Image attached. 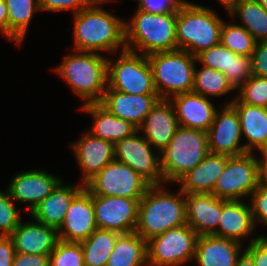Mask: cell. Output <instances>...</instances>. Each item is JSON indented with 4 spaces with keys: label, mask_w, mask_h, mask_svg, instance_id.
Returning <instances> with one entry per match:
<instances>
[{
    "label": "cell",
    "mask_w": 267,
    "mask_h": 266,
    "mask_svg": "<svg viewBox=\"0 0 267 266\" xmlns=\"http://www.w3.org/2000/svg\"><path fill=\"white\" fill-rule=\"evenodd\" d=\"M8 190L0 191V236H9L22 221Z\"/></svg>",
    "instance_id": "74e56055"
},
{
    "label": "cell",
    "mask_w": 267,
    "mask_h": 266,
    "mask_svg": "<svg viewBox=\"0 0 267 266\" xmlns=\"http://www.w3.org/2000/svg\"><path fill=\"white\" fill-rule=\"evenodd\" d=\"M208 145L211 153L238 156L247 153L240 140L242 137L238 112L230 104L218 112L208 132Z\"/></svg>",
    "instance_id": "5bb4252c"
},
{
    "label": "cell",
    "mask_w": 267,
    "mask_h": 266,
    "mask_svg": "<svg viewBox=\"0 0 267 266\" xmlns=\"http://www.w3.org/2000/svg\"><path fill=\"white\" fill-rule=\"evenodd\" d=\"M159 99L158 94H126L107 87L100 104L138 129Z\"/></svg>",
    "instance_id": "ffe728a7"
},
{
    "label": "cell",
    "mask_w": 267,
    "mask_h": 266,
    "mask_svg": "<svg viewBox=\"0 0 267 266\" xmlns=\"http://www.w3.org/2000/svg\"><path fill=\"white\" fill-rule=\"evenodd\" d=\"M230 104L238 112L242 136L248 140L243 144L245 151L253 153L254 149L260 151L267 146V108L242 103L236 97Z\"/></svg>",
    "instance_id": "83f0119b"
},
{
    "label": "cell",
    "mask_w": 267,
    "mask_h": 266,
    "mask_svg": "<svg viewBox=\"0 0 267 266\" xmlns=\"http://www.w3.org/2000/svg\"><path fill=\"white\" fill-rule=\"evenodd\" d=\"M170 101L179 126L208 132L216 112L208 97L191 91L173 96Z\"/></svg>",
    "instance_id": "44dd1931"
},
{
    "label": "cell",
    "mask_w": 267,
    "mask_h": 266,
    "mask_svg": "<svg viewBox=\"0 0 267 266\" xmlns=\"http://www.w3.org/2000/svg\"><path fill=\"white\" fill-rule=\"evenodd\" d=\"M147 57L160 99L170 100L173 96L192 91L196 56L178 49L155 52Z\"/></svg>",
    "instance_id": "52a82bcc"
},
{
    "label": "cell",
    "mask_w": 267,
    "mask_h": 266,
    "mask_svg": "<svg viewBox=\"0 0 267 266\" xmlns=\"http://www.w3.org/2000/svg\"><path fill=\"white\" fill-rule=\"evenodd\" d=\"M235 266H255L251 256L244 250L238 256Z\"/></svg>",
    "instance_id": "7dc6e473"
},
{
    "label": "cell",
    "mask_w": 267,
    "mask_h": 266,
    "mask_svg": "<svg viewBox=\"0 0 267 266\" xmlns=\"http://www.w3.org/2000/svg\"><path fill=\"white\" fill-rule=\"evenodd\" d=\"M230 16L237 15L244 27L258 41L267 40V11L256 1L234 4L229 10Z\"/></svg>",
    "instance_id": "d6a6232c"
},
{
    "label": "cell",
    "mask_w": 267,
    "mask_h": 266,
    "mask_svg": "<svg viewBox=\"0 0 267 266\" xmlns=\"http://www.w3.org/2000/svg\"><path fill=\"white\" fill-rule=\"evenodd\" d=\"M223 21L212 9L187 2L177 11V48L196 56L219 44Z\"/></svg>",
    "instance_id": "5b68a950"
},
{
    "label": "cell",
    "mask_w": 267,
    "mask_h": 266,
    "mask_svg": "<svg viewBox=\"0 0 267 266\" xmlns=\"http://www.w3.org/2000/svg\"><path fill=\"white\" fill-rule=\"evenodd\" d=\"M93 195L84 187L72 200L58 231L60 240L82 242L97 229Z\"/></svg>",
    "instance_id": "9a60e30c"
},
{
    "label": "cell",
    "mask_w": 267,
    "mask_h": 266,
    "mask_svg": "<svg viewBox=\"0 0 267 266\" xmlns=\"http://www.w3.org/2000/svg\"><path fill=\"white\" fill-rule=\"evenodd\" d=\"M148 266L147 241L138 233L120 234L106 266Z\"/></svg>",
    "instance_id": "f546056e"
},
{
    "label": "cell",
    "mask_w": 267,
    "mask_h": 266,
    "mask_svg": "<svg viewBox=\"0 0 267 266\" xmlns=\"http://www.w3.org/2000/svg\"><path fill=\"white\" fill-rule=\"evenodd\" d=\"M71 147L83 171L81 184L84 186L115 159L114 143L95 137L90 132L71 143Z\"/></svg>",
    "instance_id": "ac0fdd59"
},
{
    "label": "cell",
    "mask_w": 267,
    "mask_h": 266,
    "mask_svg": "<svg viewBox=\"0 0 267 266\" xmlns=\"http://www.w3.org/2000/svg\"><path fill=\"white\" fill-rule=\"evenodd\" d=\"M258 185L267 189V168H259Z\"/></svg>",
    "instance_id": "c3c4849f"
},
{
    "label": "cell",
    "mask_w": 267,
    "mask_h": 266,
    "mask_svg": "<svg viewBox=\"0 0 267 266\" xmlns=\"http://www.w3.org/2000/svg\"><path fill=\"white\" fill-rule=\"evenodd\" d=\"M218 1H220V3L223 4V6L227 9L226 11H228L235 4V0H218Z\"/></svg>",
    "instance_id": "f907efd6"
},
{
    "label": "cell",
    "mask_w": 267,
    "mask_h": 266,
    "mask_svg": "<svg viewBox=\"0 0 267 266\" xmlns=\"http://www.w3.org/2000/svg\"><path fill=\"white\" fill-rule=\"evenodd\" d=\"M267 11V0H256Z\"/></svg>",
    "instance_id": "816d5d0a"
},
{
    "label": "cell",
    "mask_w": 267,
    "mask_h": 266,
    "mask_svg": "<svg viewBox=\"0 0 267 266\" xmlns=\"http://www.w3.org/2000/svg\"><path fill=\"white\" fill-rule=\"evenodd\" d=\"M120 233L96 229L86 240L80 242L85 266H106Z\"/></svg>",
    "instance_id": "4dcf8cb0"
},
{
    "label": "cell",
    "mask_w": 267,
    "mask_h": 266,
    "mask_svg": "<svg viewBox=\"0 0 267 266\" xmlns=\"http://www.w3.org/2000/svg\"><path fill=\"white\" fill-rule=\"evenodd\" d=\"M49 266H85L81 243L59 239L49 255Z\"/></svg>",
    "instance_id": "d590c367"
},
{
    "label": "cell",
    "mask_w": 267,
    "mask_h": 266,
    "mask_svg": "<svg viewBox=\"0 0 267 266\" xmlns=\"http://www.w3.org/2000/svg\"><path fill=\"white\" fill-rule=\"evenodd\" d=\"M209 152L207 132L179 126L167 147L160 153L164 183H177Z\"/></svg>",
    "instance_id": "8992f818"
},
{
    "label": "cell",
    "mask_w": 267,
    "mask_h": 266,
    "mask_svg": "<svg viewBox=\"0 0 267 266\" xmlns=\"http://www.w3.org/2000/svg\"><path fill=\"white\" fill-rule=\"evenodd\" d=\"M236 98L248 105L267 108V77L251 76L239 89Z\"/></svg>",
    "instance_id": "8d00e7d4"
},
{
    "label": "cell",
    "mask_w": 267,
    "mask_h": 266,
    "mask_svg": "<svg viewBox=\"0 0 267 266\" xmlns=\"http://www.w3.org/2000/svg\"><path fill=\"white\" fill-rule=\"evenodd\" d=\"M179 127L175 108L168 99H159L145 116L138 131L144 132V138L158 149L160 154L169 144Z\"/></svg>",
    "instance_id": "d6986e66"
},
{
    "label": "cell",
    "mask_w": 267,
    "mask_h": 266,
    "mask_svg": "<svg viewBox=\"0 0 267 266\" xmlns=\"http://www.w3.org/2000/svg\"><path fill=\"white\" fill-rule=\"evenodd\" d=\"M262 158L259 159V168H267V146L260 150Z\"/></svg>",
    "instance_id": "681fc988"
},
{
    "label": "cell",
    "mask_w": 267,
    "mask_h": 266,
    "mask_svg": "<svg viewBox=\"0 0 267 266\" xmlns=\"http://www.w3.org/2000/svg\"><path fill=\"white\" fill-rule=\"evenodd\" d=\"M97 0H38L40 11L73 10L74 14L91 6Z\"/></svg>",
    "instance_id": "f35d334b"
},
{
    "label": "cell",
    "mask_w": 267,
    "mask_h": 266,
    "mask_svg": "<svg viewBox=\"0 0 267 266\" xmlns=\"http://www.w3.org/2000/svg\"><path fill=\"white\" fill-rule=\"evenodd\" d=\"M220 43L238 55L250 57L257 41L242 25L222 23Z\"/></svg>",
    "instance_id": "e575fe53"
},
{
    "label": "cell",
    "mask_w": 267,
    "mask_h": 266,
    "mask_svg": "<svg viewBox=\"0 0 267 266\" xmlns=\"http://www.w3.org/2000/svg\"><path fill=\"white\" fill-rule=\"evenodd\" d=\"M250 196V207L255 226L258 222L264 223L267 226V189L258 185Z\"/></svg>",
    "instance_id": "60d3db41"
},
{
    "label": "cell",
    "mask_w": 267,
    "mask_h": 266,
    "mask_svg": "<svg viewBox=\"0 0 267 266\" xmlns=\"http://www.w3.org/2000/svg\"><path fill=\"white\" fill-rule=\"evenodd\" d=\"M177 12L152 14L140 10L125 21L126 49L143 55L178 50L176 38Z\"/></svg>",
    "instance_id": "3957f363"
},
{
    "label": "cell",
    "mask_w": 267,
    "mask_h": 266,
    "mask_svg": "<svg viewBox=\"0 0 267 266\" xmlns=\"http://www.w3.org/2000/svg\"><path fill=\"white\" fill-rule=\"evenodd\" d=\"M198 237L188 224L153 237L147 241L148 266L185 265L194 259Z\"/></svg>",
    "instance_id": "9c48e42d"
},
{
    "label": "cell",
    "mask_w": 267,
    "mask_h": 266,
    "mask_svg": "<svg viewBox=\"0 0 267 266\" xmlns=\"http://www.w3.org/2000/svg\"><path fill=\"white\" fill-rule=\"evenodd\" d=\"M93 116L90 132L93 136L114 144L124 138L132 136L138 129L126 120L116 117L100 103L83 104L80 108Z\"/></svg>",
    "instance_id": "f1b7e54d"
},
{
    "label": "cell",
    "mask_w": 267,
    "mask_h": 266,
    "mask_svg": "<svg viewBox=\"0 0 267 266\" xmlns=\"http://www.w3.org/2000/svg\"><path fill=\"white\" fill-rule=\"evenodd\" d=\"M62 185L61 181L30 213L34 220L57 230L63 224L73 198L85 187L81 183L77 186Z\"/></svg>",
    "instance_id": "484cf974"
},
{
    "label": "cell",
    "mask_w": 267,
    "mask_h": 266,
    "mask_svg": "<svg viewBox=\"0 0 267 266\" xmlns=\"http://www.w3.org/2000/svg\"><path fill=\"white\" fill-rule=\"evenodd\" d=\"M151 146L136 131L132 136L114 144L115 159L127 164L151 185H161L164 182L161 158L159 154L153 153Z\"/></svg>",
    "instance_id": "7c38bea8"
},
{
    "label": "cell",
    "mask_w": 267,
    "mask_h": 266,
    "mask_svg": "<svg viewBox=\"0 0 267 266\" xmlns=\"http://www.w3.org/2000/svg\"><path fill=\"white\" fill-rule=\"evenodd\" d=\"M108 58L95 52L76 51L54 69L85 102L100 103L107 88Z\"/></svg>",
    "instance_id": "277c9868"
},
{
    "label": "cell",
    "mask_w": 267,
    "mask_h": 266,
    "mask_svg": "<svg viewBox=\"0 0 267 266\" xmlns=\"http://www.w3.org/2000/svg\"><path fill=\"white\" fill-rule=\"evenodd\" d=\"M196 60L224 73L234 90H239L252 76L251 57L235 54L221 43L201 51Z\"/></svg>",
    "instance_id": "2e32d148"
},
{
    "label": "cell",
    "mask_w": 267,
    "mask_h": 266,
    "mask_svg": "<svg viewBox=\"0 0 267 266\" xmlns=\"http://www.w3.org/2000/svg\"><path fill=\"white\" fill-rule=\"evenodd\" d=\"M60 182V178L46 171L30 170L13 176L7 190L15 202L29 203L31 213Z\"/></svg>",
    "instance_id": "e0dca14e"
},
{
    "label": "cell",
    "mask_w": 267,
    "mask_h": 266,
    "mask_svg": "<svg viewBox=\"0 0 267 266\" xmlns=\"http://www.w3.org/2000/svg\"><path fill=\"white\" fill-rule=\"evenodd\" d=\"M12 266H49V255L15 253Z\"/></svg>",
    "instance_id": "ee69618b"
},
{
    "label": "cell",
    "mask_w": 267,
    "mask_h": 266,
    "mask_svg": "<svg viewBox=\"0 0 267 266\" xmlns=\"http://www.w3.org/2000/svg\"><path fill=\"white\" fill-rule=\"evenodd\" d=\"M255 266H267V236L259 235L252 239L245 249Z\"/></svg>",
    "instance_id": "7bdbcfd3"
},
{
    "label": "cell",
    "mask_w": 267,
    "mask_h": 266,
    "mask_svg": "<svg viewBox=\"0 0 267 266\" xmlns=\"http://www.w3.org/2000/svg\"><path fill=\"white\" fill-rule=\"evenodd\" d=\"M245 1H254V0H235V4L241 3V2H245Z\"/></svg>",
    "instance_id": "f5cc1de1"
},
{
    "label": "cell",
    "mask_w": 267,
    "mask_h": 266,
    "mask_svg": "<svg viewBox=\"0 0 267 266\" xmlns=\"http://www.w3.org/2000/svg\"><path fill=\"white\" fill-rule=\"evenodd\" d=\"M140 200L119 196L93 195V206L98 229L120 234L133 233L138 223Z\"/></svg>",
    "instance_id": "4fadbf2b"
},
{
    "label": "cell",
    "mask_w": 267,
    "mask_h": 266,
    "mask_svg": "<svg viewBox=\"0 0 267 266\" xmlns=\"http://www.w3.org/2000/svg\"><path fill=\"white\" fill-rule=\"evenodd\" d=\"M258 175L259 158L252 153L230 156L212 194L224 200H241L258 187Z\"/></svg>",
    "instance_id": "8fae6325"
},
{
    "label": "cell",
    "mask_w": 267,
    "mask_h": 266,
    "mask_svg": "<svg viewBox=\"0 0 267 266\" xmlns=\"http://www.w3.org/2000/svg\"><path fill=\"white\" fill-rule=\"evenodd\" d=\"M186 220L199 235H211L221 219V199L213 194H185Z\"/></svg>",
    "instance_id": "603a6c76"
},
{
    "label": "cell",
    "mask_w": 267,
    "mask_h": 266,
    "mask_svg": "<svg viewBox=\"0 0 267 266\" xmlns=\"http://www.w3.org/2000/svg\"><path fill=\"white\" fill-rule=\"evenodd\" d=\"M151 184L127 164L114 159L85 188L92 195L119 196L141 200Z\"/></svg>",
    "instance_id": "30bf717a"
},
{
    "label": "cell",
    "mask_w": 267,
    "mask_h": 266,
    "mask_svg": "<svg viewBox=\"0 0 267 266\" xmlns=\"http://www.w3.org/2000/svg\"><path fill=\"white\" fill-rule=\"evenodd\" d=\"M250 57L252 75L267 77V40L258 41Z\"/></svg>",
    "instance_id": "b9f144b4"
},
{
    "label": "cell",
    "mask_w": 267,
    "mask_h": 266,
    "mask_svg": "<svg viewBox=\"0 0 267 266\" xmlns=\"http://www.w3.org/2000/svg\"><path fill=\"white\" fill-rule=\"evenodd\" d=\"M243 244L214 235H199L194 259L198 266H235Z\"/></svg>",
    "instance_id": "4316f807"
},
{
    "label": "cell",
    "mask_w": 267,
    "mask_h": 266,
    "mask_svg": "<svg viewBox=\"0 0 267 266\" xmlns=\"http://www.w3.org/2000/svg\"><path fill=\"white\" fill-rule=\"evenodd\" d=\"M188 1L184 0H138V8L152 14L177 12Z\"/></svg>",
    "instance_id": "ab89813d"
},
{
    "label": "cell",
    "mask_w": 267,
    "mask_h": 266,
    "mask_svg": "<svg viewBox=\"0 0 267 266\" xmlns=\"http://www.w3.org/2000/svg\"><path fill=\"white\" fill-rule=\"evenodd\" d=\"M97 0L91 6L74 14V49L76 51L106 53L126 49L125 21L98 7ZM97 4V5H96Z\"/></svg>",
    "instance_id": "6da1fadb"
},
{
    "label": "cell",
    "mask_w": 267,
    "mask_h": 266,
    "mask_svg": "<svg viewBox=\"0 0 267 266\" xmlns=\"http://www.w3.org/2000/svg\"><path fill=\"white\" fill-rule=\"evenodd\" d=\"M15 252L23 254L50 255L59 240L57 229L35 220L26 222L9 235Z\"/></svg>",
    "instance_id": "7402d4cb"
},
{
    "label": "cell",
    "mask_w": 267,
    "mask_h": 266,
    "mask_svg": "<svg viewBox=\"0 0 267 266\" xmlns=\"http://www.w3.org/2000/svg\"><path fill=\"white\" fill-rule=\"evenodd\" d=\"M194 69L193 92L206 97H220L234 90L224 73L207 66Z\"/></svg>",
    "instance_id": "836d02e7"
},
{
    "label": "cell",
    "mask_w": 267,
    "mask_h": 266,
    "mask_svg": "<svg viewBox=\"0 0 267 266\" xmlns=\"http://www.w3.org/2000/svg\"><path fill=\"white\" fill-rule=\"evenodd\" d=\"M121 50L113 62L107 60V87L126 94H158L147 55Z\"/></svg>",
    "instance_id": "ba28073f"
},
{
    "label": "cell",
    "mask_w": 267,
    "mask_h": 266,
    "mask_svg": "<svg viewBox=\"0 0 267 266\" xmlns=\"http://www.w3.org/2000/svg\"><path fill=\"white\" fill-rule=\"evenodd\" d=\"M228 157L209 152L198 165L177 181L181 185L180 190L184 194H212L217 179L225 169Z\"/></svg>",
    "instance_id": "d4e9b609"
},
{
    "label": "cell",
    "mask_w": 267,
    "mask_h": 266,
    "mask_svg": "<svg viewBox=\"0 0 267 266\" xmlns=\"http://www.w3.org/2000/svg\"><path fill=\"white\" fill-rule=\"evenodd\" d=\"M0 31L8 38V10L5 0H0Z\"/></svg>",
    "instance_id": "bcb514c9"
},
{
    "label": "cell",
    "mask_w": 267,
    "mask_h": 266,
    "mask_svg": "<svg viewBox=\"0 0 267 266\" xmlns=\"http://www.w3.org/2000/svg\"><path fill=\"white\" fill-rule=\"evenodd\" d=\"M8 10V39L21 44L35 11H40L38 0H5Z\"/></svg>",
    "instance_id": "1f68e13d"
},
{
    "label": "cell",
    "mask_w": 267,
    "mask_h": 266,
    "mask_svg": "<svg viewBox=\"0 0 267 266\" xmlns=\"http://www.w3.org/2000/svg\"><path fill=\"white\" fill-rule=\"evenodd\" d=\"M163 185H151L139 204L135 232L144 240L187 224L185 194L177 195L164 190Z\"/></svg>",
    "instance_id": "7a4b0ae2"
},
{
    "label": "cell",
    "mask_w": 267,
    "mask_h": 266,
    "mask_svg": "<svg viewBox=\"0 0 267 266\" xmlns=\"http://www.w3.org/2000/svg\"><path fill=\"white\" fill-rule=\"evenodd\" d=\"M15 248L9 236H0V266H12Z\"/></svg>",
    "instance_id": "f6af8a7d"
},
{
    "label": "cell",
    "mask_w": 267,
    "mask_h": 266,
    "mask_svg": "<svg viewBox=\"0 0 267 266\" xmlns=\"http://www.w3.org/2000/svg\"><path fill=\"white\" fill-rule=\"evenodd\" d=\"M221 219L218 228L211 234L242 244L256 227L252 218L250 204L241 200L221 199Z\"/></svg>",
    "instance_id": "cb8c5ba5"
}]
</instances>
